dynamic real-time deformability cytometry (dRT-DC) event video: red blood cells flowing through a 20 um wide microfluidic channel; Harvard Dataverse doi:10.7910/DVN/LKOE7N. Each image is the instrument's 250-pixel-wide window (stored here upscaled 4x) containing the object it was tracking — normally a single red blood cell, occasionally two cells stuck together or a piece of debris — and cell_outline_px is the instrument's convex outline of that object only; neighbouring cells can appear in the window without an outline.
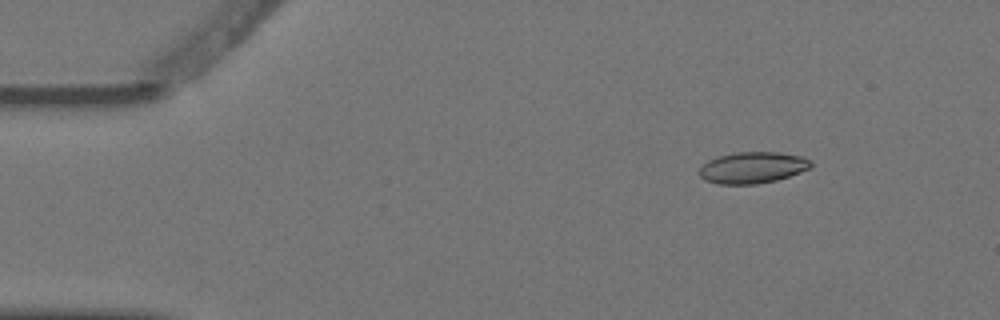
{"species": "Egyptian fruit bat (a non-hibernating species)", "species_latin": "Rousettus aegyptiacus", "temperature_condition": "warm", "stored_images_in_passage": 4, "camera_frame_rate_fps": 3000, "um_per_image_px": 0.085, "animal": {"sex": "female"}, "frame": {"image": 1, "passage_image": 2, "time_ms": 0.333, "image_size_px": [1000, 320], "cell_outline_px": [[812, 168], [776, 180], [756, 184], [720, 184], [704, 180], [700, 176], [700, 168], [708, 160], [716, 156], [736, 152], [780, 152], [804, 156], [812, 160]], "centroid_in_image_um": [64.0, 14.23], "position_along_channel_um": 21.0, "area_um2": 20.58}}